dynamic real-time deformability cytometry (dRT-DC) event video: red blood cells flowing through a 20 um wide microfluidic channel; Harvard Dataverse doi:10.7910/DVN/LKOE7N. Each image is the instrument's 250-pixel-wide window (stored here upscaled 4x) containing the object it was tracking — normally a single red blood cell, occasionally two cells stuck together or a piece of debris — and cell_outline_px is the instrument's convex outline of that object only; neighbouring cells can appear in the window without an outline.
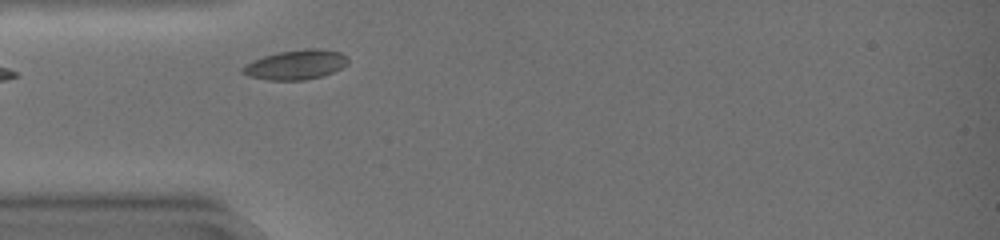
{"species": "common noctule bat (a hibernating species)", "species_latin": "Nyctalus noctula", "temperature_condition": "warm", "stored_images_in_passage": 25, "camera_frame_rate_fps": 3000, "um_per_image_px": 0.085, "animal": {"sex": "female", "body_mass_g": 19.0, "forearm_length_mm": 51.5}, "frame": {"image": 1, "passage_image": 1, "time_ms": 0.0, "image_size_px": [1000, 240], "cell_outline_px": [[348, 60], [340, 68], [332, 72], [320, 76], [304, 80], [268, 80], [248, 76], [240, 72], [240, 68], [264, 56], [280, 52], [308, 48], [320, 48], [340, 52]], "centroid_in_image_um": [25.11, 5.5], "position_along_channel_um": 59.9, "area_um2": 17.8}}
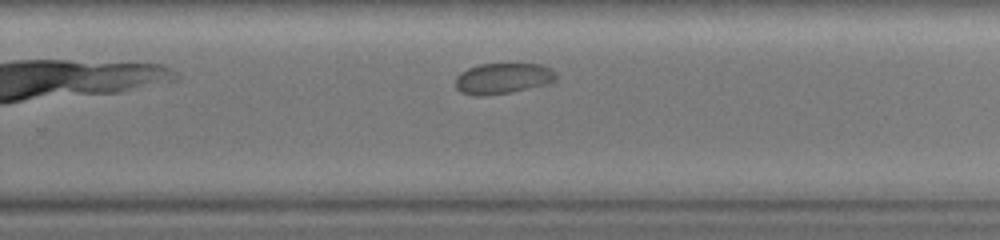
{"frame": {"image": 2, "passage_image": 18, "time_ms": 5.667, "image_size_px": [1000, 240], "cell_outline_px": [[556, 80], [544, 84], [508, 92], [484, 96], [476, 96], [460, 92], [456, 88], [456, 76], [468, 68], [480, 64], [540, 64], [556, 72]], "centroid_in_image_um": [42.7, 6.66], "position_along_channel_um": 287.1, "area_um2": 17.74}}
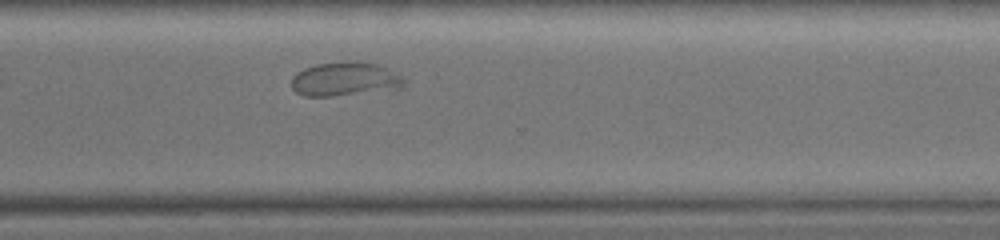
{"frame": {"image": 3, "passage_image": 22, "time_ms": 7.0, "image_size_px": [1000, 240], "cell_outline_px": [[404, 88], [332, 96], [304, 96], [296, 92], [292, 88], [292, 76], [296, 72], [304, 68], [316, 64], [348, 60], [356, 60], [376, 64], [400, 76], [404, 80]], "centroid_in_image_um": [29.28, 6.71], "position_along_channel_um": 341.3, "area_um2": 22.25}}